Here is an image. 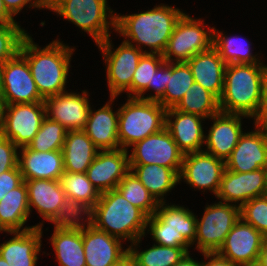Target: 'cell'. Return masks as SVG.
Segmentation results:
<instances>
[{"label":"cell","instance_id":"5b68a950","mask_svg":"<svg viewBox=\"0 0 267 266\" xmlns=\"http://www.w3.org/2000/svg\"><path fill=\"white\" fill-rule=\"evenodd\" d=\"M118 140L128 150L138 141L165 128L166 109L158 102L128 97L119 109Z\"/></svg>","mask_w":267,"mask_h":266},{"label":"cell","instance_id":"44dd1931","mask_svg":"<svg viewBox=\"0 0 267 266\" xmlns=\"http://www.w3.org/2000/svg\"><path fill=\"white\" fill-rule=\"evenodd\" d=\"M174 118L172 121L171 119ZM202 116L175 110L166 109L165 128L169 131L179 150L183 154L202 151L205 144Z\"/></svg>","mask_w":267,"mask_h":266},{"label":"cell","instance_id":"db71d44e","mask_svg":"<svg viewBox=\"0 0 267 266\" xmlns=\"http://www.w3.org/2000/svg\"><path fill=\"white\" fill-rule=\"evenodd\" d=\"M173 266H201V262L199 263L197 260H193L188 252L177 264Z\"/></svg>","mask_w":267,"mask_h":266},{"label":"cell","instance_id":"ee69618b","mask_svg":"<svg viewBox=\"0 0 267 266\" xmlns=\"http://www.w3.org/2000/svg\"><path fill=\"white\" fill-rule=\"evenodd\" d=\"M19 148L0 133V174L18 166Z\"/></svg>","mask_w":267,"mask_h":266},{"label":"cell","instance_id":"7402d4cb","mask_svg":"<svg viewBox=\"0 0 267 266\" xmlns=\"http://www.w3.org/2000/svg\"><path fill=\"white\" fill-rule=\"evenodd\" d=\"M8 233L14 237L0 245V256L10 266H36L42 245V227Z\"/></svg>","mask_w":267,"mask_h":266},{"label":"cell","instance_id":"cb8c5ba5","mask_svg":"<svg viewBox=\"0 0 267 266\" xmlns=\"http://www.w3.org/2000/svg\"><path fill=\"white\" fill-rule=\"evenodd\" d=\"M110 99L95 112L90 107L88 120L83 129L99 150L121 149L118 140L119 110L113 112L111 105L116 97Z\"/></svg>","mask_w":267,"mask_h":266},{"label":"cell","instance_id":"8d00e7d4","mask_svg":"<svg viewBox=\"0 0 267 266\" xmlns=\"http://www.w3.org/2000/svg\"><path fill=\"white\" fill-rule=\"evenodd\" d=\"M92 213L93 208L88 204L66 197L57 216L51 222L57 229H83L92 224ZM81 215L87 216L84 220L87 225Z\"/></svg>","mask_w":267,"mask_h":266},{"label":"cell","instance_id":"e575fe53","mask_svg":"<svg viewBox=\"0 0 267 266\" xmlns=\"http://www.w3.org/2000/svg\"><path fill=\"white\" fill-rule=\"evenodd\" d=\"M174 109L196 114L205 119L220 112L219 99L195 81Z\"/></svg>","mask_w":267,"mask_h":266},{"label":"cell","instance_id":"7c38bea8","mask_svg":"<svg viewBox=\"0 0 267 266\" xmlns=\"http://www.w3.org/2000/svg\"><path fill=\"white\" fill-rule=\"evenodd\" d=\"M225 170V161L204 150L184 154L179 181L185 182L198 190L213 192L216 196Z\"/></svg>","mask_w":267,"mask_h":266},{"label":"cell","instance_id":"83f0119b","mask_svg":"<svg viewBox=\"0 0 267 266\" xmlns=\"http://www.w3.org/2000/svg\"><path fill=\"white\" fill-rule=\"evenodd\" d=\"M61 151L64 171L86 173L99 149L83 130H68Z\"/></svg>","mask_w":267,"mask_h":266},{"label":"cell","instance_id":"52a82bcc","mask_svg":"<svg viewBox=\"0 0 267 266\" xmlns=\"http://www.w3.org/2000/svg\"><path fill=\"white\" fill-rule=\"evenodd\" d=\"M203 22L185 13L181 16L162 54L165 62H187L213 47L214 27L205 30Z\"/></svg>","mask_w":267,"mask_h":266},{"label":"cell","instance_id":"277c9868","mask_svg":"<svg viewBox=\"0 0 267 266\" xmlns=\"http://www.w3.org/2000/svg\"><path fill=\"white\" fill-rule=\"evenodd\" d=\"M148 216L117 190L101 193L93 207L92 225L109 235L134 242L145 236Z\"/></svg>","mask_w":267,"mask_h":266},{"label":"cell","instance_id":"4fadbf2b","mask_svg":"<svg viewBox=\"0 0 267 266\" xmlns=\"http://www.w3.org/2000/svg\"><path fill=\"white\" fill-rule=\"evenodd\" d=\"M4 91L8 105L44 102L40 96L27 60L18 53L3 64Z\"/></svg>","mask_w":267,"mask_h":266},{"label":"cell","instance_id":"681fc988","mask_svg":"<svg viewBox=\"0 0 267 266\" xmlns=\"http://www.w3.org/2000/svg\"><path fill=\"white\" fill-rule=\"evenodd\" d=\"M254 124L262 131L267 139V107L260 111V114L255 118Z\"/></svg>","mask_w":267,"mask_h":266},{"label":"cell","instance_id":"603a6c76","mask_svg":"<svg viewBox=\"0 0 267 266\" xmlns=\"http://www.w3.org/2000/svg\"><path fill=\"white\" fill-rule=\"evenodd\" d=\"M18 165L23 180H59L64 173L61 150L38 152L26 147L20 148Z\"/></svg>","mask_w":267,"mask_h":266},{"label":"cell","instance_id":"d6986e66","mask_svg":"<svg viewBox=\"0 0 267 266\" xmlns=\"http://www.w3.org/2000/svg\"><path fill=\"white\" fill-rule=\"evenodd\" d=\"M252 132L243 133L225 161V169L232 172H251L264 168L267 162V139L255 125Z\"/></svg>","mask_w":267,"mask_h":266},{"label":"cell","instance_id":"6da1fadb","mask_svg":"<svg viewBox=\"0 0 267 266\" xmlns=\"http://www.w3.org/2000/svg\"><path fill=\"white\" fill-rule=\"evenodd\" d=\"M183 14L180 9L166 4L154 6L153 9L138 14H116L115 31L126 38L124 42L139 50L143 51V46H148L151 51L147 53L162 55L175 25Z\"/></svg>","mask_w":267,"mask_h":266},{"label":"cell","instance_id":"c3c4849f","mask_svg":"<svg viewBox=\"0 0 267 266\" xmlns=\"http://www.w3.org/2000/svg\"><path fill=\"white\" fill-rule=\"evenodd\" d=\"M204 258L208 259V262H201V266H240L236 263H232L218 252H204L202 253Z\"/></svg>","mask_w":267,"mask_h":266},{"label":"cell","instance_id":"680465c9","mask_svg":"<svg viewBox=\"0 0 267 266\" xmlns=\"http://www.w3.org/2000/svg\"><path fill=\"white\" fill-rule=\"evenodd\" d=\"M0 266H10V265L0 256Z\"/></svg>","mask_w":267,"mask_h":266},{"label":"cell","instance_id":"8992f818","mask_svg":"<svg viewBox=\"0 0 267 266\" xmlns=\"http://www.w3.org/2000/svg\"><path fill=\"white\" fill-rule=\"evenodd\" d=\"M45 8L87 32L96 45L110 36V26L115 30L116 14L108 7L107 0H46Z\"/></svg>","mask_w":267,"mask_h":266},{"label":"cell","instance_id":"2e32d148","mask_svg":"<svg viewBox=\"0 0 267 266\" xmlns=\"http://www.w3.org/2000/svg\"><path fill=\"white\" fill-rule=\"evenodd\" d=\"M46 116L63 125L67 130H83L88 120L90 102L87 91L68 93L67 91L44 100Z\"/></svg>","mask_w":267,"mask_h":266},{"label":"cell","instance_id":"bcb514c9","mask_svg":"<svg viewBox=\"0 0 267 266\" xmlns=\"http://www.w3.org/2000/svg\"><path fill=\"white\" fill-rule=\"evenodd\" d=\"M23 177L19 165L11 170L0 174V201L12 189L18 187L23 182Z\"/></svg>","mask_w":267,"mask_h":266},{"label":"cell","instance_id":"74e56055","mask_svg":"<svg viewBox=\"0 0 267 266\" xmlns=\"http://www.w3.org/2000/svg\"><path fill=\"white\" fill-rule=\"evenodd\" d=\"M59 181L67 198L84 202L92 208L100 198L101 193L88 180L86 173H71L64 171L60 176Z\"/></svg>","mask_w":267,"mask_h":266},{"label":"cell","instance_id":"f35d334b","mask_svg":"<svg viewBox=\"0 0 267 266\" xmlns=\"http://www.w3.org/2000/svg\"><path fill=\"white\" fill-rule=\"evenodd\" d=\"M67 131L63 125L46 116L34 139L27 147L38 152L62 150Z\"/></svg>","mask_w":267,"mask_h":266},{"label":"cell","instance_id":"7dc6e473","mask_svg":"<svg viewBox=\"0 0 267 266\" xmlns=\"http://www.w3.org/2000/svg\"><path fill=\"white\" fill-rule=\"evenodd\" d=\"M45 1L46 0H3L5 7L13 17L20 13L22 8H24L28 3L30 4L28 8L36 7L43 9L45 8Z\"/></svg>","mask_w":267,"mask_h":266},{"label":"cell","instance_id":"5bb4252c","mask_svg":"<svg viewBox=\"0 0 267 266\" xmlns=\"http://www.w3.org/2000/svg\"><path fill=\"white\" fill-rule=\"evenodd\" d=\"M264 235L241 218L226 236L218 253L240 266H255Z\"/></svg>","mask_w":267,"mask_h":266},{"label":"cell","instance_id":"8fae6325","mask_svg":"<svg viewBox=\"0 0 267 266\" xmlns=\"http://www.w3.org/2000/svg\"><path fill=\"white\" fill-rule=\"evenodd\" d=\"M132 147L129 164H157L171 169L182 167L184 154L166 128L138 141Z\"/></svg>","mask_w":267,"mask_h":266},{"label":"cell","instance_id":"f907efd6","mask_svg":"<svg viewBox=\"0 0 267 266\" xmlns=\"http://www.w3.org/2000/svg\"><path fill=\"white\" fill-rule=\"evenodd\" d=\"M261 97L263 101V108L267 107V65L262 62L261 70Z\"/></svg>","mask_w":267,"mask_h":266},{"label":"cell","instance_id":"9a60e30c","mask_svg":"<svg viewBox=\"0 0 267 266\" xmlns=\"http://www.w3.org/2000/svg\"><path fill=\"white\" fill-rule=\"evenodd\" d=\"M267 195L265 169L251 172H232L225 169L221 178L220 188L216 195L221 202L244 203L255 197Z\"/></svg>","mask_w":267,"mask_h":266},{"label":"cell","instance_id":"ba28073f","mask_svg":"<svg viewBox=\"0 0 267 266\" xmlns=\"http://www.w3.org/2000/svg\"><path fill=\"white\" fill-rule=\"evenodd\" d=\"M237 204L217 202L205 207L201 220H196V248L199 252H218L226 236L240 219Z\"/></svg>","mask_w":267,"mask_h":266},{"label":"cell","instance_id":"1f68e13d","mask_svg":"<svg viewBox=\"0 0 267 266\" xmlns=\"http://www.w3.org/2000/svg\"><path fill=\"white\" fill-rule=\"evenodd\" d=\"M213 48L218 52L223 61L228 64H262L250 50L249 41L243 37H228L214 28Z\"/></svg>","mask_w":267,"mask_h":266},{"label":"cell","instance_id":"4316f807","mask_svg":"<svg viewBox=\"0 0 267 266\" xmlns=\"http://www.w3.org/2000/svg\"><path fill=\"white\" fill-rule=\"evenodd\" d=\"M28 189L25 181L8 192L0 201V232L26 231L35 226L23 228L29 217ZM22 229V230H21Z\"/></svg>","mask_w":267,"mask_h":266},{"label":"cell","instance_id":"6f0895ef","mask_svg":"<svg viewBox=\"0 0 267 266\" xmlns=\"http://www.w3.org/2000/svg\"><path fill=\"white\" fill-rule=\"evenodd\" d=\"M3 91H4L3 65H0V95L3 94Z\"/></svg>","mask_w":267,"mask_h":266},{"label":"cell","instance_id":"11a10c76","mask_svg":"<svg viewBox=\"0 0 267 266\" xmlns=\"http://www.w3.org/2000/svg\"><path fill=\"white\" fill-rule=\"evenodd\" d=\"M7 105L8 104L5 101L4 97L0 95V132L2 131L5 123Z\"/></svg>","mask_w":267,"mask_h":266},{"label":"cell","instance_id":"f6af8a7d","mask_svg":"<svg viewBox=\"0 0 267 266\" xmlns=\"http://www.w3.org/2000/svg\"><path fill=\"white\" fill-rule=\"evenodd\" d=\"M168 81V62H164L156 72H154V78L152 79V85L148 87L137 97L144 100H153L158 101L165 92ZM149 89L155 90L154 95L144 96V92H147Z\"/></svg>","mask_w":267,"mask_h":266},{"label":"cell","instance_id":"e0dca14e","mask_svg":"<svg viewBox=\"0 0 267 266\" xmlns=\"http://www.w3.org/2000/svg\"><path fill=\"white\" fill-rule=\"evenodd\" d=\"M128 152L124 149L98 151L86 174L100 193L116 189L130 171Z\"/></svg>","mask_w":267,"mask_h":266},{"label":"cell","instance_id":"816d5d0a","mask_svg":"<svg viewBox=\"0 0 267 266\" xmlns=\"http://www.w3.org/2000/svg\"><path fill=\"white\" fill-rule=\"evenodd\" d=\"M0 24H18L8 12L3 0H0Z\"/></svg>","mask_w":267,"mask_h":266},{"label":"cell","instance_id":"836d02e7","mask_svg":"<svg viewBox=\"0 0 267 266\" xmlns=\"http://www.w3.org/2000/svg\"><path fill=\"white\" fill-rule=\"evenodd\" d=\"M167 83L164 95L158 100L165 109L174 108L194 83L188 63L168 62Z\"/></svg>","mask_w":267,"mask_h":266},{"label":"cell","instance_id":"f546056e","mask_svg":"<svg viewBox=\"0 0 267 266\" xmlns=\"http://www.w3.org/2000/svg\"><path fill=\"white\" fill-rule=\"evenodd\" d=\"M60 266H86L83 229H57L50 238Z\"/></svg>","mask_w":267,"mask_h":266},{"label":"cell","instance_id":"4dcf8cb0","mask_svg":"<svg viewBox=\"0 0 267 266\" xmlns=\"http://www.w3.org/2000/svg\"><path fill=\"white\" fill-rule=\"evenodd\" d=\"M165 203H159L154 213L163 222V230L177 231L191 245L195 244L197 217L183 206Z\"/></svg>","mask_w":267,"mask_h":266},{"label":"cell","instance_id":"9c48e42d","mask_svg":"<svg viewBox=\"0 0 267 266\" xmlns=\"http://www.w3.org/2000/svg\"><path fill=\"white\" fill-rule=\"evenodd\" d=\"M102 51L106 65L107 81L111 97H118L126 92L131 97V83L138 62L146 50L141 51L137 47L122 42L118 48L113 49L110 36L97 44Z\"/></svg>","mask_w":267,"mask_h":266},{"label":"cell","instance_id":"ab89813d","mask_svg":"<svg viewBox=\"0 0 267 266\" xmlns=\"http://www.w3.org/2000/svg\"><path fill=\"white\" fill-rule=\"evenodd\" d=\"M165 62L160 54L144 53L140 58L131 83V97H138L152 85L154 72Z\"/></svg>","mask_w":267,"mask_h":266},{"label":"cell","instance_id":"ffe728a7","mask_svg":"<svg viewBox=\"0 0 267 266\" xmlns=\"http://www.w3.org/2000/svg\"><path fill=\"white\" fill-rule=\"evenodd\" d=\"M121 239L115 238L92 224L83 228V249L86 266H113L129 250H123Z\"/></svg>","mask_w":267,"mask_h":266},{"label":"cell","instance_id":"60d3db41","mask_svg":"<svg viewBox=\"0 0 267 266\" xmlns=\"http://www.w3.org/2000/svg\"><path fill=\"white\" fill-rule=\"evenodd\" d=\"M27 31L18 24H0V65L14 58L20 51Z\"/></svg>","mask_w":267,"mask_h":266},{"label":"cell","instance_id":"ac0fdd59","mask_svg":"<svg viewBox=\"0 0 267 266\" xmlns=\"http://www.w3.org/2000/svg\"><path fill=\"white\" fill-rule=\"evenodd\" d=\"M242 117L250 118L242 114L223 112L211 116L213 125L209 129L208 135H205L207 149L204 151L226 161L243 134Z\"/></svg>","mask_w":267,"mask_h":266},{"label":"cell","instance_id":"7bdbcfd3","mask_svg":"<svg viewBox=\"0 0 267 266\" xmlns=\"http://www.w3.org/2000/svg\"><path fill=\"white\" fill-rule=\"evenodd\" d=\"M156 244L170 247H184L188 250L191 244L177 231L163 230V222L155 215L148 217L147 228Z\"/></svg>","mask_w":267,"mask_h":266},{"label":"cell","instance_id":"30bf717a","mask_svg":"<svg viewBox=\"0 0 267 266\" xmlns=\"http://www.w3.org/2000/svg\"><path fill=\"white\" fill-rule=\"evenodd\" d=\"M45 117L44 102L7 105L5 123L0 133L18 148L26 147L34 139Z\"/></svg>","mask_w":267,"mask_h":266},{"label":"cell","instance_id":"d590c367","mask_svg":"<svg viewBox=\"0 0 267 266\" xmlns=\"http://www.w3.org/2000/svg\"><path fill=\"white\" fill-rule=\"evenodd\" d=\"M116 189L148 217L156 212L159 203L131 171L121 179Z\"/></svg>","mask_w":267,"mask_h":266},{"label":"cell","instance_id":"7a4b0ae2","mask_svg":"<svg viewBox=\"0 0 267 266\" xmlns=\"http://www.w3.org/2000/svg\"><path fill=\"white\" fill-rule=\"evenodd\" d=\"M32 39L29 34L23 39L19 53L29 64L40 96L45 100L65 92L74 48L53 40L41 49Z\"/></svg>","mask_w":267,"mask_h":266},{"label":"cell","instance_id":"d4e9b609","mask_svg":"<svg viewBox=\"0 0 267 266\" xmlns=\"http://www.w3.org/2000/svg\"><path fill=\"white\" fill-rule=\"evenodd\" d=\"M194 81L213 93L218 99L224 86L226 63L212 47L208 51L197 53L187 61Z\"/></svg>","mask_w":267,"mask_h":266},{"label":"cell","instance_id":"484cf974","mask_svg":"<svg viewBox=\"0 0 267 266\" xmlns=\"http://www.w3.org/2000/svg\"><path fill=\"white\" fill-rule=\"evenodd\" d=\"M28 189L29 211L34 207L44 220L52 221L66 198L59 180H24Z\"/></svg>","mask_w":267,"mask_h":266},{"label":"cell","instance_id":"b9f144b4","mask_svg":"<svg viewBox=\"0 0 267 266\" xmlns=\"http://www.w3.org/2000/svg\"><path fill=\"white\" fill-rule=\"evenodd\" d=\"M240 217L256 230L267 235V195L255 197L240 207Z\"/></svg>","mask_w":267,"mask_h":266},{"label":"cell","instance_id":"3957f363","mask_svg":"<svg viewBox=\"0 0 267 266\" xmlns=\"http://www.w3.org/2000/svg\"><path fill=\"white\" fill-rule=\"evenodd\" d=\"M262 64H228L219 98L220 112L256 118L263 109L261 97Z\"/></svg>","mask_w":267,"mask_h":266},{"label":"cell","instance_id":"f1b7e54d","mask_svg":"<svg viewBox=\"0 0 267 266\" xmlns=\"http://www.w3.org/2000/svg\"><path fill=\"white\" fill-rule=\"evenodd\" d=\"M129 167L158 203L165 202L164 195L180 182L181 169H171L157 164H129Z\"/></svg>","mask_w":267,"mask_h":266},{"label":"cell","instance_id":"d6a6232c","mask_svg":"<svg viewBox=\"0 0 267 266\" xmlns=\"http://www.w3.org/2000/svg\"><path fill=\"white\" fill-rule=\"evenodd\" d=\"M141 239L142 237L128 247L129 254L134 259L136 266H173L189 252L184 247H170L159 244H154L149 249L139 252L136 246Z\"/></svg>","mask_w":267,"mask_h":266},{"label":"cell","instance_id":"f5cc1de1","mask_svg":"<svg viewBox=\"0 0 267 266\" xmlns=\"http://www.w3.org/2000/svg\"><path fill=\"white\" fill-rule=\"evenodd\" d=\"M255 266H267V235L264 236L260 254Z\"/></svg>","mask_w":267,"mask_h":266},{"label":"cell","instance_id":"91938a15","mask_svg":"<svg viewBox=\"0 0 267 266\" xmlns=\"http://www.w3.org/2000/svg\"><path fill=\"white\" fill-rule=\"evenodd\" d=\"M264 169H265L266 184H267V162H266V165H265Z\"/></svg>","mask_w":267,"mask_h":266},{"label":"cell","instance_id":"9f6ffc18","mask_svg":"<svg viewBox=\"0 0 267 266\" xmlns=\"http://www.w3.org/2000/svg\"><path fill=\"white\" fill-rule=\"evenodd\" d=\"M113 266H136V265H135L134 259L128 253L123 259H121L119 262H117Z\"/></svg>","mask_w":267,"mask_h":266}]
</instances>
